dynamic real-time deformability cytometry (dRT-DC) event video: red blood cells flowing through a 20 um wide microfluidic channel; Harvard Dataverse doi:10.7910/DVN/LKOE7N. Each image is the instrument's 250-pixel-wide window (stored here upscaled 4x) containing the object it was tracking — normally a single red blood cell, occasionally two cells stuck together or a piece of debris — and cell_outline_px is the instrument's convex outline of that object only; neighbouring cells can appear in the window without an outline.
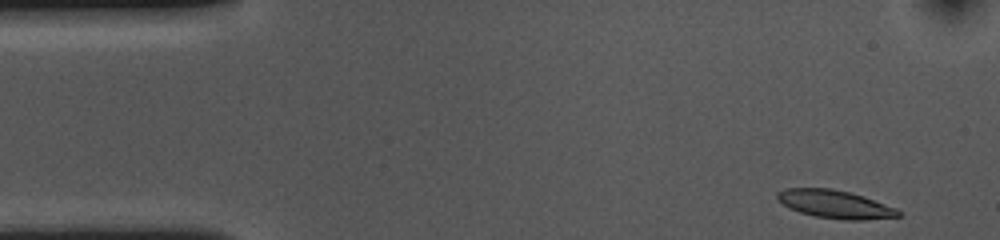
{"species": "common noctule bat (a hibernating species)", "species_latin": "Nyctalus noctula", "temperature_condition": "cold", "stored_images_in_passage": 52, "camera_frame_rate_fps": 3000, "um_per_image_px": 0.085, "animal": {"sex": "female", "body_mass_g": 10.0, "forearm_length_mm": 53.1}, "frame": {"image": 1, "passage_image": 1, "time_ms": 0.0, "image_size_px": [1000, 240], "cell_outline_px": [[900, 216], [864, 220], [844, 220], [816, 216], [800, 212], [788, 208], [776, 200], [776, 192], [784, 188], [832, 188], [864, 196], [896, 208], [900, 212]], "centroid_in_image_um": [70.92, 17.35], "position_along_channel_um": 14.1, "area_um2": 19.88}}
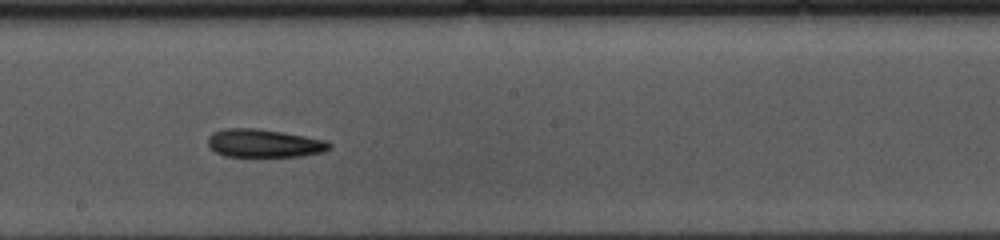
{"frame": {"image": 2, "passage_image": 26, "time_ms": 8.333, "image_size_px": [1000, 240], "cell_outline_px": [[332, 148], [324, 152], [300, 156], [224, 156], [216, 152], [208, 144], [208, 136], [212, 132], [224, 128], [256, 128], [284, 132], [328, 140], [332, 144]], "centroid_in_image_um": [22.48, 12.17], "position_along_channel_um": 225.7, "area_um2": 20.11}}
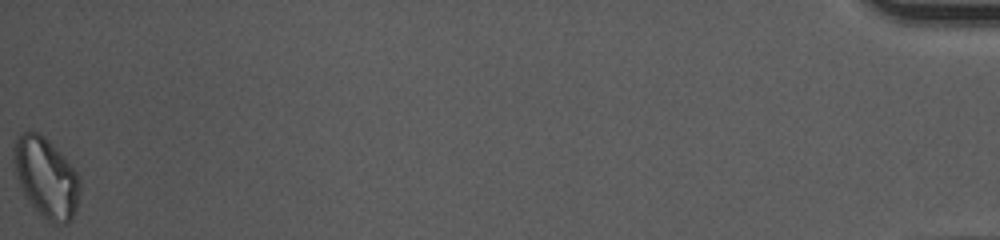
{"frame": {"image": 3, "passage_image": 52, "time_ms": 17.0, "image_size_px": [1000, 240], "cell_outline_px": [[80, 192], [76, 208], [72, 220], [64, 224], [56, 224], [48, 220], [28, 200], [20, 184], [12, 160], [12, 148], [20, 132], [36, 132], [44, 136], [64, 156], [80, 176]], "centroid_in_image_um": [3.93, 15.07], "position_along_channel_um": 431.3, "area_um2": 30.58}, "authors_computed_cell_mechanics": {"area_um2": 20.3745, "velocity_mm_per_s": 3.5969, "shape_relaxation_time_tau1_ms": 4.7905, "shape_relaxation_time_tau2_ms": null, "deformation_change_tau1": 0.1349, "deformation_change_tau2": null}}